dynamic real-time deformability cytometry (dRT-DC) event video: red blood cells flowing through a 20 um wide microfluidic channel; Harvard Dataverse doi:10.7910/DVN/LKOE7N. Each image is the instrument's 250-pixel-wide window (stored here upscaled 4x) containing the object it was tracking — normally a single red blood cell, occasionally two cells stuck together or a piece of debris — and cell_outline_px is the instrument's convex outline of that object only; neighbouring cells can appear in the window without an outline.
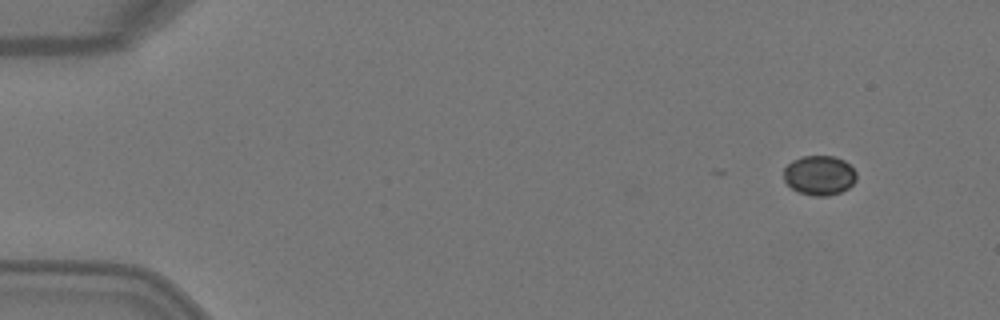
{"species": "Egyptian fruit bat (a non-hibernating species)", "species_latin": "Rousettus aegyptiacus", "temperature_condition": "warm", "stored_images_in_passage": 5, "segment_of_instrument_passage": [1, 2], "camera_frame_rate_fps": 3000, "um_per_image_px": 0.085, "animal": {"sex": "female"}, "frame": {"image": 1, "passage_image": 1, "time_ms": 0.0, "image_size_px": [1000, 320], "cell_outline_px": [[856, 180], [848, 188], [840, 192], [828, 196], [812, 196], [800, 192], [792, 188], [784, 180], [784, 168], [792, 160], [804, 156], [836, 156], [844, 160], [856, 172]], "centroid_in_image_um": [69.65, 14.9], "position_along_channel_um": 15.4, "area_um2": 16.76}}